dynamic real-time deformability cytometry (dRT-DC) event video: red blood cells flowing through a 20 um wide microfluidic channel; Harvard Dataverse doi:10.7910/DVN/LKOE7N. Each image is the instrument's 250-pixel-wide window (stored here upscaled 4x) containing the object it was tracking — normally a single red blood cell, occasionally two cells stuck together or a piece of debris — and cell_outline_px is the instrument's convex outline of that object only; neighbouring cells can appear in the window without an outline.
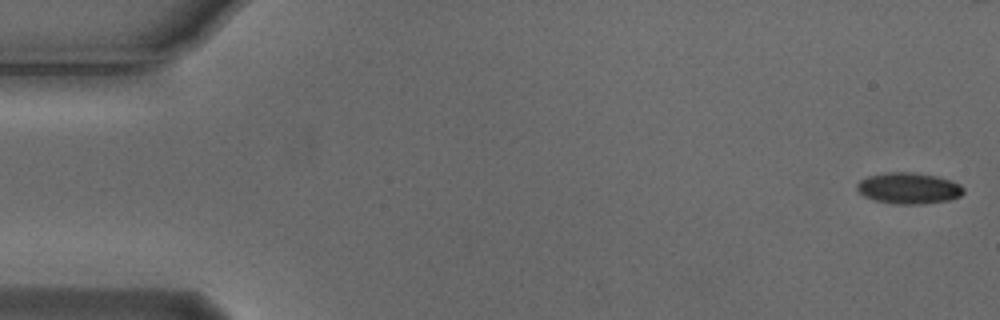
{"species": "Egyptian fruit bat (a non-hibernating species)", "species_latin": "Rousettus aegyptiacus", "temperature_condition": "cold", "stored_images_in_passage": 45, "camera_frame_rate_fps": 3000, "um_per_image_px": 0.085, "animal": {"sex": "male"}, "frame": {"image": 1, "passage_image": 1, "time_ms": 0.0, "image_size_px": [1000, 320], "cell_outline_px": [[964, 192], [960, 196], [948, 200], [924, 204], [896, 204], [876, 200], [864, 196], [856, 188], [856, 184], [860, 180], [868, 176], [884, 172], [912, 172], [936, 176], [960, 184], [964, 188]], "centroid_in_image_um": [77.23, 15.99], "position_along_channel_um": 7.8, "area_um2": 19.31}}
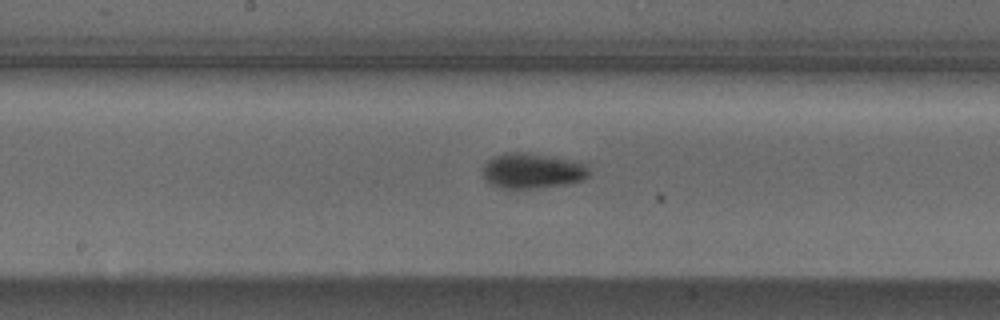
{"frame": {"image": 2, "passage_image": 28, "time_ms": 9.0, "image_size_px": [1000, 320], "cell_outline_px": [[588, 176], [584, 180], [564, 184], [532, 188], [500, 188], [488, 184], [484, 180], [484, 164], [488, 160], [504, 152], [532, 152], [584, 164], [588, 168]], "centroid_in_image_um": [45.19, 14.52], "position_along_channel_um": 203.0, "area_um2": 21.68}}
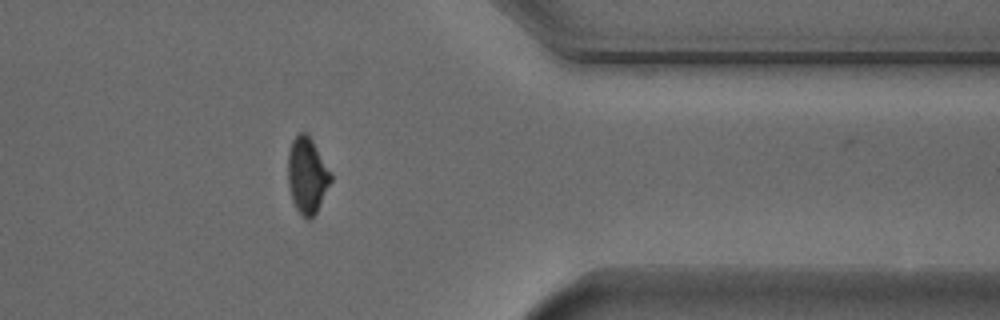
{"frame": {"image": 3, "passage_image": 44, "time_ms": 14.333, "image_size_px": [1000, 320], "cell_outline_px": [[332, 180], [316, 212], [308, 220], [296, 208], [292, 200], [288, 184], [288, 152], [292, 140], [300, 132], [308, 132], [332, 172]], "centroid_in_image_um": [26.12, 14.85], "position_along_channel_um": 385.3, "area_um2": 19.07}}